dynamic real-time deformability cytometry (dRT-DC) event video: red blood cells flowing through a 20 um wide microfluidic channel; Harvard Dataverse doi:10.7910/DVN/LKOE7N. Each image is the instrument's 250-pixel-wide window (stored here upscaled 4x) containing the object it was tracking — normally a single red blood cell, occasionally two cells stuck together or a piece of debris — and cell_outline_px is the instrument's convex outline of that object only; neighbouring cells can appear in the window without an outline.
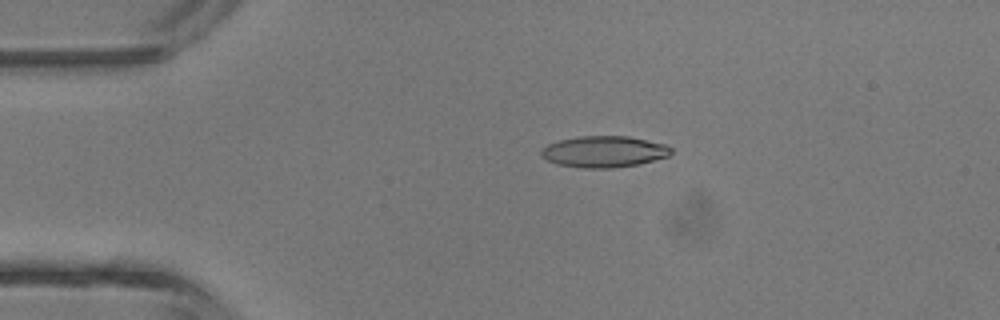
{"species": "common noctule bat (a hibernating species)", "species_latin": "Nyctalus noctula", "temperature_condition": "room temperature", "stored_images_in_passage": 2, "camera_frame_rate_fps": 3000, "um_per_image_px": 0.085, "animal": {"sex": "male", "body_mass_g": 13.3}, "frame": {"image": 1, "passage_image": 1, "time_ms": 0.0, "image_size_px": [1000, 320], "cell_outline_px": [[672, 152], [668, 156], [640, 164], [612, 168], [580, 168], [556, 164], [540, 156], [540, 148], [548, 144], [560, 140], [580, 136], [628, 136], [664, 144], [672, 148]], "centroid_in_image_um": [51.31, 12.9], "position_along_channel_um": 33.7, "area_um2": 23.81}}